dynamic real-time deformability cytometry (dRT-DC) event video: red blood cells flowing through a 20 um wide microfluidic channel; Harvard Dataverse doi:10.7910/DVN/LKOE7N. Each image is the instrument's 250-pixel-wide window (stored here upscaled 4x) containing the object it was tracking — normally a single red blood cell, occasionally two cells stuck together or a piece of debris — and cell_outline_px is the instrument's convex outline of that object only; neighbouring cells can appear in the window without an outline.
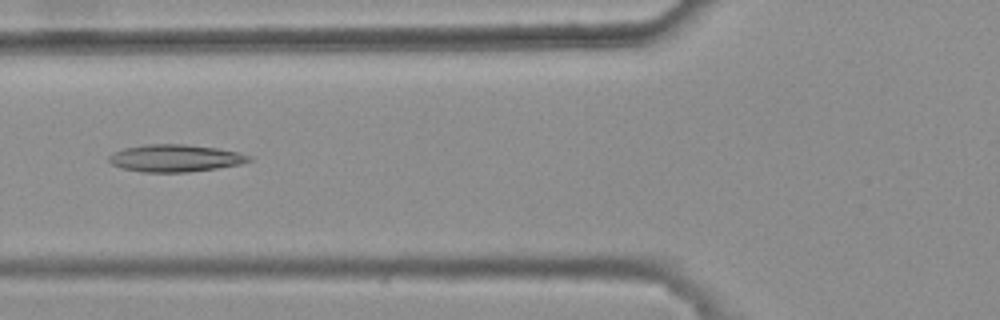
{"species": "common noctule bat (a hibernating species)", "species_latin": "Nyctalus noctula", "temperature_condition": "warm", "stored_images_in_passage": 6, "camera_frame_rate_fps": 3000, "um_per_image_px": 0.085, "animal": {"sex": "female", "body_mass_g": 25.1}, "frame": {"image": 1, "passage_image": 6, "time_ms": 1.667, "image_size_px": [1000, 320], "cell_outline_px": [[252, 160], [240, 164], [216, 168], [188, 172], [144, 172], [124, 168], [112, 164], [108, 160], [108, 156], [112, 152], [124, 148], [144, 144], [184, 144], [216, 148], [236, 152], [252, 156]], "centroid_in_image_um": [14.87, 13.44], "position_along_channel_um": 110.9, "area_um2": 22.14}}